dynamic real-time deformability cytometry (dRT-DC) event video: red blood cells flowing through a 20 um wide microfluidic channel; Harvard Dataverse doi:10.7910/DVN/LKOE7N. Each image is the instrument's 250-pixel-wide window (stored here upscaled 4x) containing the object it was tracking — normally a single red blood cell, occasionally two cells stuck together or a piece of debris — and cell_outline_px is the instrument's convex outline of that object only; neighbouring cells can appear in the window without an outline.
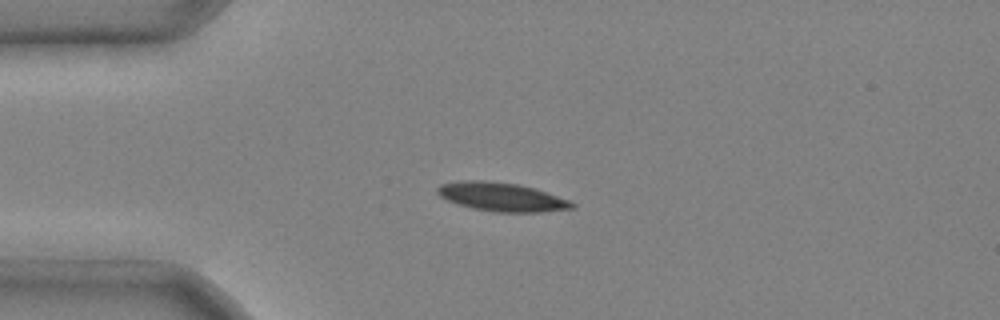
{"species": "common noctule bat (a hibernating species)", "species_latin": "Nyctalus noctula", "temperature_condition": "cold", "stored_images_in_passage": 5, "camera_frame_rate_fps": 3000, "um_per_image_px": 0.085, "animal": {"sex": "male", "body_mass_g": 20.4}, "frame": {"image": 1, "passage_image": 1, "time_ms": 0.0, "image_size_px": [1000, 320], "cell_outline_px": [[576, 208], [540, 212], [496, 212], [472, 208], [456, 204], [440, 196], [436, 192], [436, 188], [440, 184], [460, 180], [484, 180], [516, 184], [532, 188], [568, 200], [576, 204]], "centroid_in_image_um": [42.59, 16.74], "position_along_channel_um": 42.4, "area_um2": 22.37}}
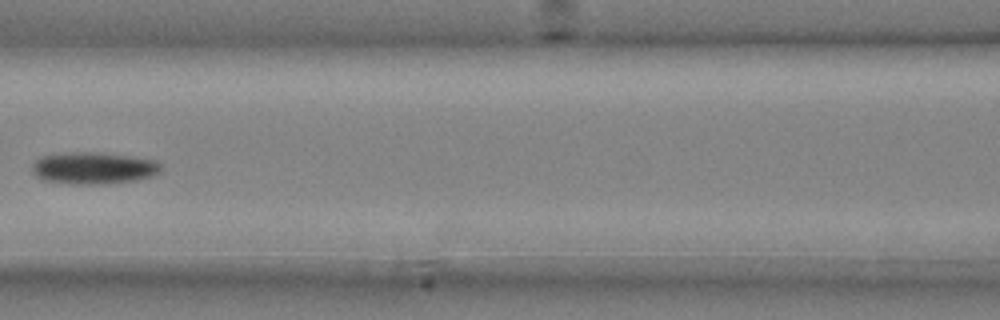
{"frame": {"image": 2, "passage_image": 4, "time_ms": 1.0, "image_size_px": [1000, 320], "cell_outline_px": [[160, 172], [152, 176], [136, 180], [108, 184], [68, 184], [44, 180], [36, 176], [32, 172], [32, 164], [36, 160], [44, 156], [72, 152], [100, 152], [156, 160], [160, 164]], "centroid_in_image_um": [7.95, 14.3], "position_along_channel_um": 158.6, "area_um2": 23.99}}
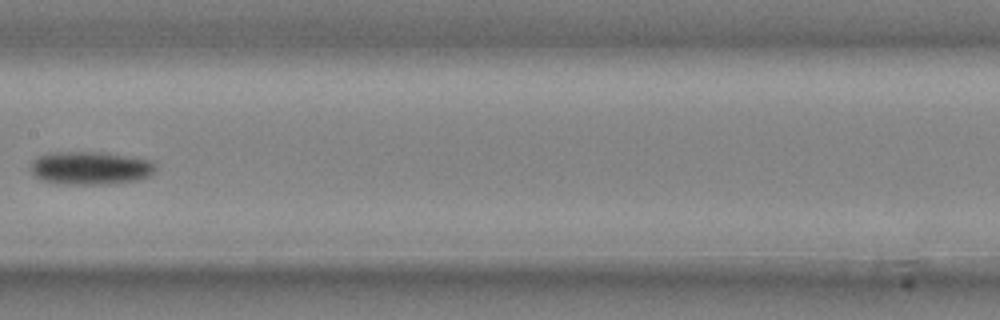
{"frame": {"image": 3, "passage_image": 5, "time_ms": 1.333, "image_size_px": [1000, 320], "cell_outline_px": [[156, 172], [140, 180], [108, 184], [60, 184], [40, 180], [28, 168], [32, 160], [40, 156], [56, 152], [92, 152], [124, 156], [152, 160], [156, 164]], "centroid_in_image_um": [7.68, 14.3], "position_along_channel_um": 199.7, "area_um2": 24.16}}